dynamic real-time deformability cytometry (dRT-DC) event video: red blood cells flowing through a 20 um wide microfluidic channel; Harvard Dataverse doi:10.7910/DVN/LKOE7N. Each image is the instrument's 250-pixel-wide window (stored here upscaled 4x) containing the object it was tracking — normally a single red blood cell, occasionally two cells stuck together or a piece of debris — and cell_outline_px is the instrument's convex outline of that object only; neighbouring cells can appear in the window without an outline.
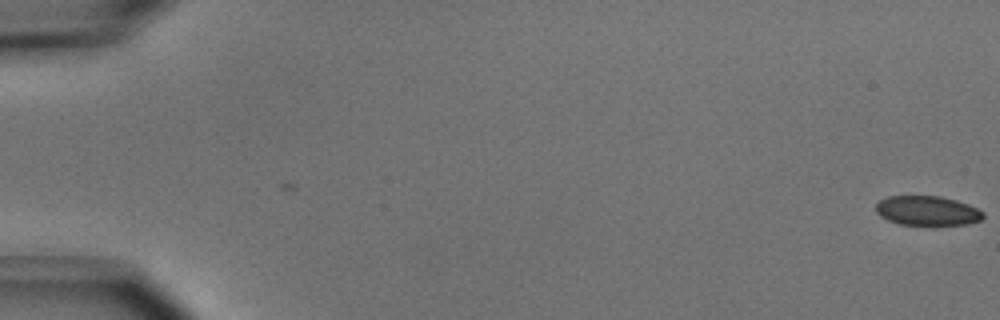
{"species": "common noctule bat (a hibernating species)", "species_latin": "Nyctalus noctula", "temperature_condition": "cold", "stored_images_in_passage": 52, "camera_frame_rate_fps": 3000, "um_per_image_px": 0.085, "animal": {"sex": "male", "body_mass_g": 15.6}, "frame": {"image": 1, "passage_image": 1, "time_ms": 0.0, "image_size_px": [1000, 320], "cell_outline_px": [[984, 216], [980, 220], [964, 224], [932, 228], [900, 224], [888, 220], [880, 216], [876, 212], [876, 204], [880, 200], [888, 196], [940, 196], [956, 200], [968, 204], [984, 212]], "centroid_in_image_um": [78.82, 17.95], "position_along_channel_um": 6.2, "area_um2": 19.13}}
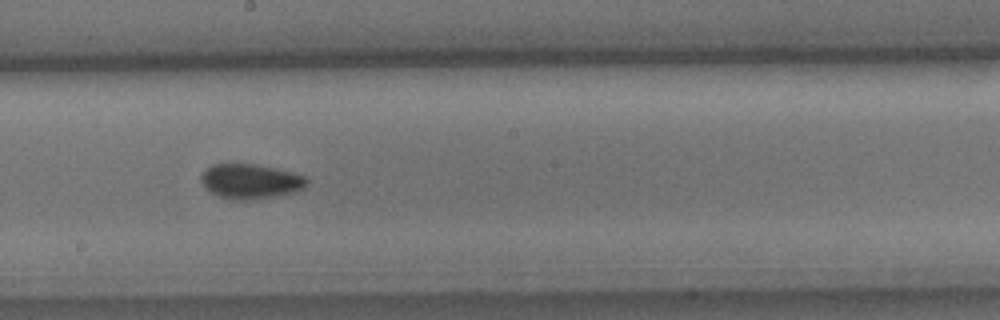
{"frame": {"image": 2, "passage_image": 30, "time_ms": 9.667, "image_size_px": [1000, 320], "cell_outline_px": [[308, 184], [304, 188], [296, 192], [256, 200], [232, 200], [220, 196], [212, 192], [200, 180], [200, 176], [212, 164], [256, 164], [292, 172], [304, 176], [308, 180]], "centroid_in_image_um": [21.34, 15.42], "position_along_channel_um": 226.9, "area_um2": 21.39}}
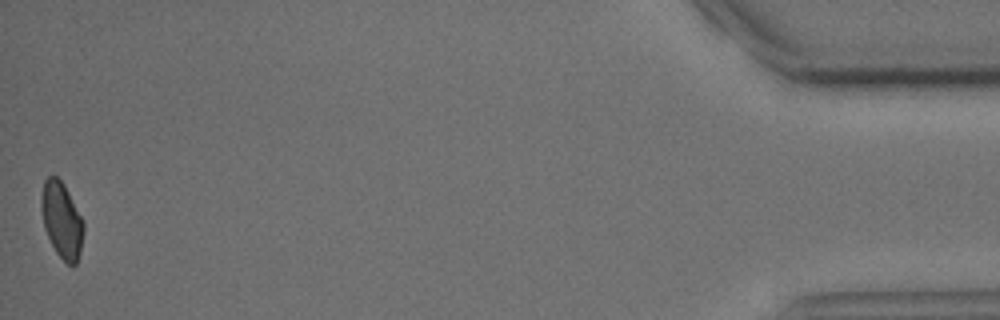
{"frame": {"image": 3, "passage_image": 52, "time_ms": 17.0, "image_size_px": [1000, 320], "cell_outline_px": [[84, 232], [80, 252], [76, 264], [72, 268], [56, 252], [44, 228], [40, 208], [40, 200], [44, 180], [48, 176], [56, 176], [64, 184], [84, 220]], "centroid_in_image_um": [5.25, 18.7], "position_along_channel_um": 429.9, "area_um2": 18.9}, "authors_computed_cell_mechanics": {"area_um2": 20.0855, "velocity_mm_per_s": 3.9525, "shape_relaxation_time_tau1_ms": 3.3411, "shape_relaxation_time_tau2_ms": 6.9778, "deformation_change_tau1": 0.062, "deformation_change_tau2": 0.0927}}